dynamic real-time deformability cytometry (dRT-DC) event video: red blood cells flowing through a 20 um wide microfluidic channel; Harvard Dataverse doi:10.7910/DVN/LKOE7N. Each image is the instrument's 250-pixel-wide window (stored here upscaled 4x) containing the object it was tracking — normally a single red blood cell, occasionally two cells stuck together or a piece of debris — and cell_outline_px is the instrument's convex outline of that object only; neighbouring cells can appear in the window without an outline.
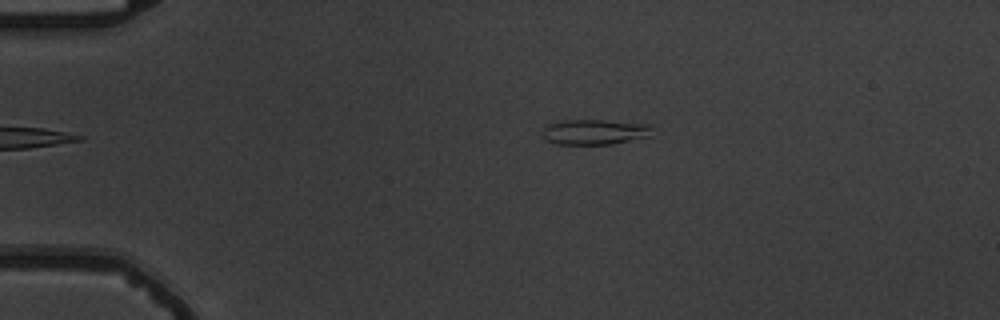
{"species": "common noctule bat (a hibernating species)", "species_latin": "Nyctalus noctula", "temperature_condition": "warm", "stored_images_in_passage": 3, "camera_frame_rate_fps": 3000, "um_per_image_px": 0.085, "animal": {"sex": "male", "body_mass_g": 19.5, "forearm_length_mm": 54.6}, "frame": {"image": 1, "passage_image": 3, "time_ms": 2.333, "image_size_px": [1000, 320], "cell_outline_px": [[652, 128], [648, 136], [612, 144], [556, 144], [540, 136], [544, 124], [564, 120], [608, 120], [648, 124]], "centroid_in_image_um": [50.45, 11.2], "position_along_channel_um": 34.5, "area_um2": 16.24}}